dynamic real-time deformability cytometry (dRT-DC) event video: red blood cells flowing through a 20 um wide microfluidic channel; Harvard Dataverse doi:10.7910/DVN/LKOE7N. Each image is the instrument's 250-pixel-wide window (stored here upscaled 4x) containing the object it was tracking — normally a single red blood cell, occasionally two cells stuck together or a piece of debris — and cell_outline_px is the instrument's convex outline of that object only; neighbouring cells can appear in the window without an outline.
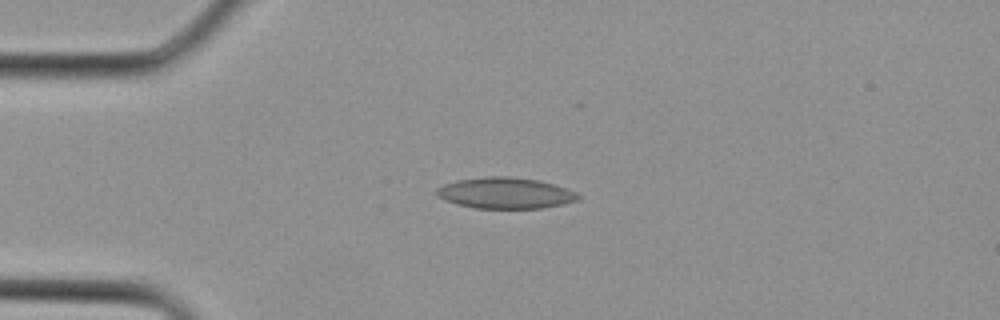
{"species": "Egyptian fruit bat (a non-hibernating species)", "species_latin": "Rousettus aegyptiacus", "temperature_condition": "cold", "stored_images_in_passage": 2, "camera_frame_rate_fps": 3000, "um_per_image_px": 0.085, "animal": {"sex": "female"}, "frame": {"image": 1, "passage_image": 2, "time_ms": 0.333, "image_size_px": [1000, 320], "cell_outline_px": [[580, 196], [576, 200], [564, 204], [544, 208], [476, 208], [444, 200], [436, 196], [436, 188], [444, 184], [456, 180], [488, 176], [508, 176], [540, 180], [568, 188], [576, 192]], "centroid_in_image_um": [42.96, 16.4], "position_along_channel_um": 42.0, "area_um2": 25.72}}